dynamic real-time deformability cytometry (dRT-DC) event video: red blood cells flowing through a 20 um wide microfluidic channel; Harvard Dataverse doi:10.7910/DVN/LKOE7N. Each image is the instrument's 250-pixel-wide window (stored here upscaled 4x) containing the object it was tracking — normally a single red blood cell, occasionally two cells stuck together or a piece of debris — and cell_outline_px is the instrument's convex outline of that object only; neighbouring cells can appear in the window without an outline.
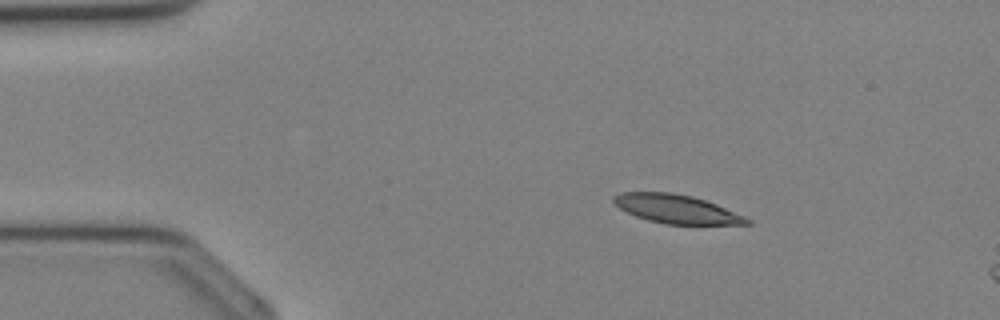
{"species": "Egyptian fruit bat (a non-hibernating species)", "species_latin": "Rousettus aegyptiacus", "temperature_condition": "cold", "stored_images_in_passage": 10, "camera_frame_rate_fps": 3000, "um_per_image_px": 0.085, "animal": {"sex": "female"}, "frame": {"image": 1, "passage_image": 6, "time_ms": 1.667, "image_size_px": [1000, 320], "cell_outline_px": [[752, 224], [664, 224], [648, 220], [636, 216], [620, 208], [612, 200], [612, 196], [620, 192], [672, 192], [692, 196], [716, 204], [744, 216], [752, 220]], "centroid_in_image_um": [57.49, 17.76], "position_along_channel_um": 27.5, "area_um2": 22.14}}